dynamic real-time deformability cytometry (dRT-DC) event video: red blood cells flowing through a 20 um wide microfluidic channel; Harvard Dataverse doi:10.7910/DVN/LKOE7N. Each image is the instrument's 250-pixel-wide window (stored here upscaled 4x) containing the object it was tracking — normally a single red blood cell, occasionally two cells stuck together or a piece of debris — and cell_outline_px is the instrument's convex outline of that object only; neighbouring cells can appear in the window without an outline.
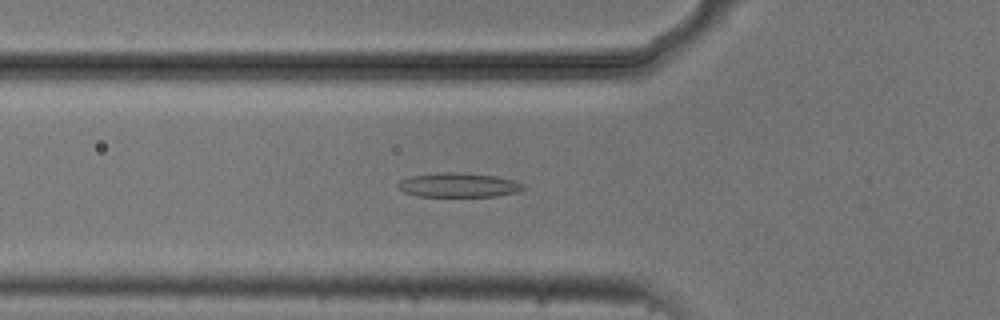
{"species": "common noctule bat (a hibernating species)", "species_latin": "Nyctalus noctula", "temperature_condition": "cold", "stored_images_in_passage": 51, "camera_frame_rate_fps": 3000, "um_per_image_px": 0.085, "animal": {"sex": "male", "body_mass_g": 20.5, "forearm_length_mm": 52.5}, "frame": {"image": 1, "passage_image": 18, "time_ms": 5.667, "image_size_px": [1000, 320], "cell_outline_px": [[528, 188], [516, 192], [496, 196], [420, 196], [404, 192], [396, 188], [396, 184], [400, 180], [412, 176], [440, 172], [456, 172], [496, 176], [512, 180], [524, 184]], "centroid_in_image_um": [38.97, 15.73], "position_along_channel_um": 86.8, "area_um2": 17.74}}
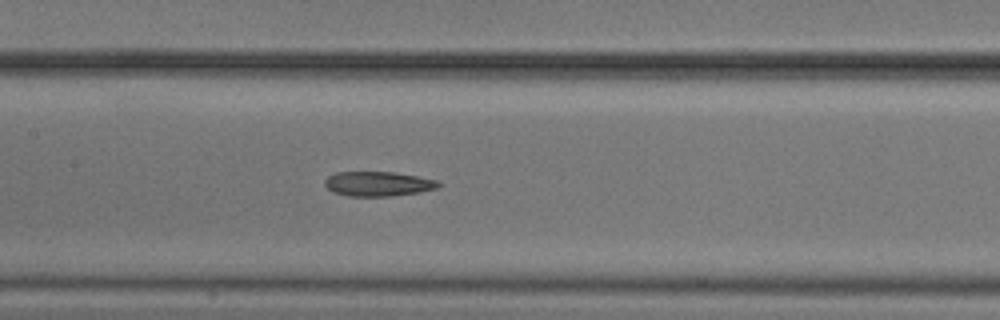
{"frame": {"image": 2, "passage_image": 25, "time_ms": 8.0, "image_size_px": [1000, 320], "cell_outline_px": [[444, 184], [436, 188], [420, 192], [392, 196], [348, 196], [332, 192], [324, 184], [324, 180], [328, 176], [336, 172], [396, 172], [436, 180]], "centroid_in_image_um": [32.13, 15.62], "position_along_channel_um": 175.3, "area_um2": 16.42}}
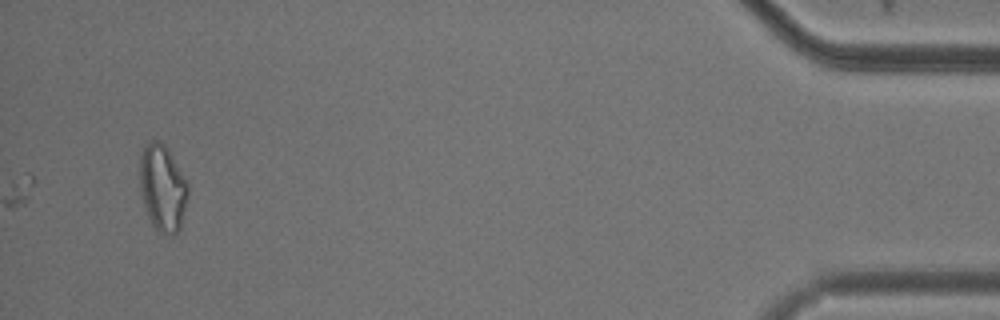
{"frame": {"image": 3, "passage_image": 51, "time_ms": 16.667, "image_size_px": [1000, 320], "cell_outline_px": [[188, 200], [180, 228], [172, 236], [156, 232], [152, 224], [144, 204], [140, 188], [140, 152], [144, 144], [152, 140], [156, 140], [164, 144], [168, 148], [188, 184]], "centroid_in_image_um": [13.82, 15.97], "position_along_channel_um": 421.4, "area_um2": 24.51}, "authors_computed_cell_mechanics": {"area_um2": 16.8198, "velocity_mm_per_s": 3.7415, "shape_relaxation_time_tau1_ms": 6.1114, "shape_relaxation_time_tau2_ms": null, "deformation_change_tau1": 0.1409, "deformation_change_tau2": null}}